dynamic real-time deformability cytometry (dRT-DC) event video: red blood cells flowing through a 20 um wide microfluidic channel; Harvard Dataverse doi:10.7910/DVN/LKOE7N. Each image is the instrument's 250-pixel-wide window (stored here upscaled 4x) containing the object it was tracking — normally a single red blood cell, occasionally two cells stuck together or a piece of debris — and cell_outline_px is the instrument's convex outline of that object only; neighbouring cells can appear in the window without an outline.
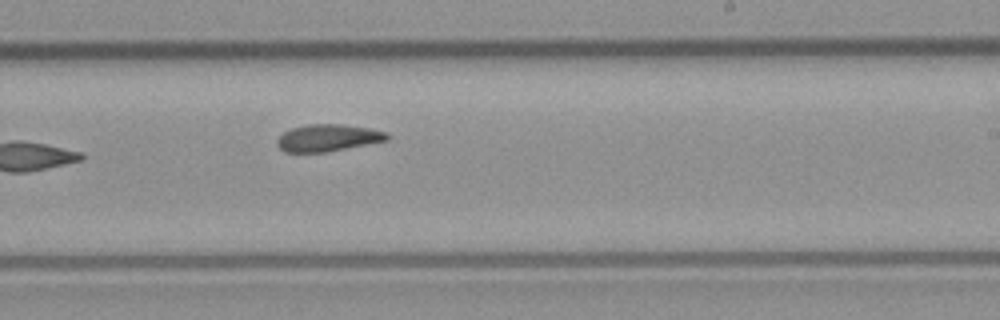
{"species": "common noctule bat (a hibernating species)", "species_latin": "Nyctalus noctula", "temperature_condition": "room temperature", "stored_images_in_passage": 9, "camera_frame_rate_fps": 3000, "um_per_image_px": 0.085, "animal": {"sex": "male", "body_mass_g": 23.1, "forearm_length_mm": 52.7}, "frame": {"image": 1, "passage_image": 9, "time_ms": 2.667, "image_size_px": [1000, 320], "cell_outline_px": [[392, 136], [388, 140], [328, 152], [284, 152], [276, 144], [276, 140], [284, 132], [292, 128], [308, 124], [340, 124], [368, 128], [388, 132]], "centroid_in_image_um": [27.9, 11.72], "position_along_channel_um": 261.1, "area_um2": 17.4}}